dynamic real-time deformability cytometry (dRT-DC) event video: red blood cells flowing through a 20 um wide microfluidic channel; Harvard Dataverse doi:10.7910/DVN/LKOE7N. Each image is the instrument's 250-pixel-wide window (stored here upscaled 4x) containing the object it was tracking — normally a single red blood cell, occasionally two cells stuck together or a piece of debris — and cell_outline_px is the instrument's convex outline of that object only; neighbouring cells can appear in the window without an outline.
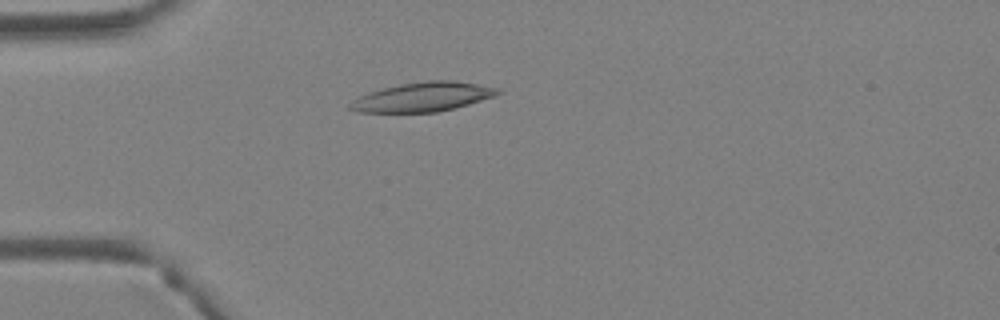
{"species": "Egyptian fruit bat (a non-hibernating species)", "species_latin": "Rousettus aegyptiacus", "temperature_condition": "warm", "stored_images_in_passage": 4, "camera_frame_rate_fps": 3000, "um_per_image_px": 0.085, "animal": {"sex": "female"}, "frame": {"image": 1, "passage_image": 4, "time_ms": 1.0, "image_size_px": [1000, 320], "cell_outline_px": [[504, 92], [496, 96], [468, 104], [436, 112], [356, 112], [348, 108], [348, 104], [360, 96], [384, 88], [400, 84], [428, 80], [448, 80], [476, 84], [500, 88]], "centroid_in_image_um": [35.97, 8.24], "position_along_channel_um": 49.0, "area_um2": 24.91}}